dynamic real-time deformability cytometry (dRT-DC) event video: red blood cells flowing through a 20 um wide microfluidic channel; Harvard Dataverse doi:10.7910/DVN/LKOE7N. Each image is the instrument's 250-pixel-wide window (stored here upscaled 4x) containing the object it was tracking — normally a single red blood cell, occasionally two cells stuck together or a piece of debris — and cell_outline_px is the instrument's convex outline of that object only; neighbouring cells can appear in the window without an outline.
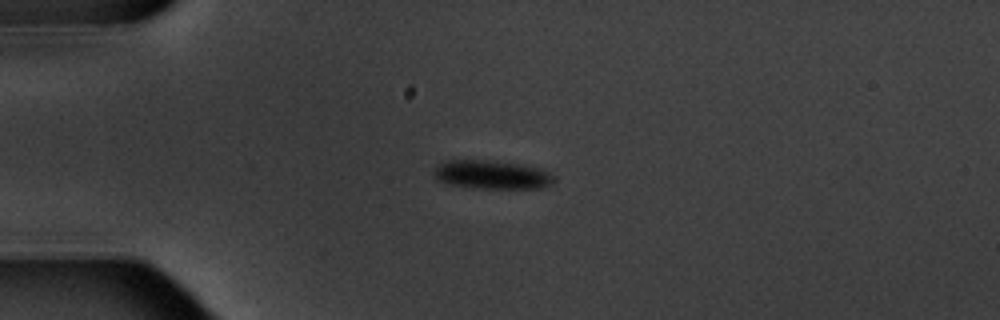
{"species": "common noctule bat (a hibernating species)", "species_latin": "Nyctalus noctula", "temperature_condition": "warm", "stored_images_in_passage": 4, "camera_frame_rate_fps": 3000, "um_per_image_px": 0.085, "animal": {"sex": "male", "body_mass_g": 20.1, "forearm_length_mm": 53.5}, "frame": {"image": 1, "passage_image": 3, "time_ms": 3.333, "image_size_px": [1000, 320], "cell_outline_px": [[552, 180], [548, 184], [540, 188], [476, 188], [452, 184], [436, 180], [432, 172], [444, 160], [488, 160], [544, 168], [552, 176]], "centroid_in_image_um": [41.76, 14.84], "position_along_channel_um": 43.2, "area_um2": 19.77}}